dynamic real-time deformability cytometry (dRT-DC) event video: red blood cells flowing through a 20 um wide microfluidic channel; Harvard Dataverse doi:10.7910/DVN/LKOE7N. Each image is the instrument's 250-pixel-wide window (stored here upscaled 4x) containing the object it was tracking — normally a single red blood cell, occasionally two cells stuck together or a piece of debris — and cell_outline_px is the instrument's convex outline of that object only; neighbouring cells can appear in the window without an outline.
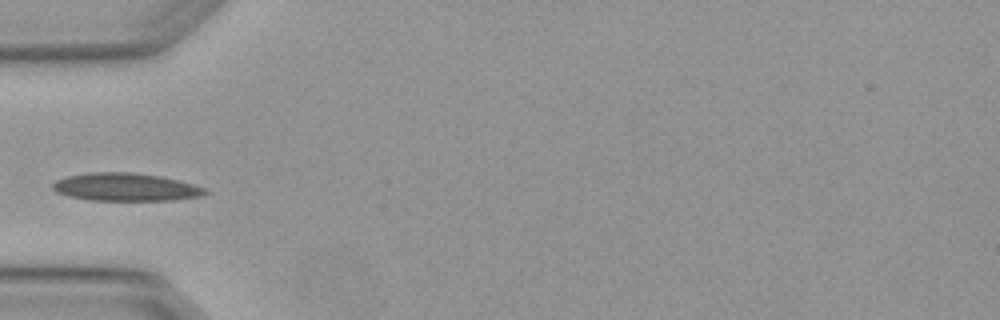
{"species": "Egyptian fruit bat (a non-hibernating species)", "species_latin": "Rousettus aegyptiacus", "temperature_condition": "warm", "stored_images_in_passage": 3, "camera_frame_rate_fps": 3000, "um_per_image_px": 0.085, "animal": {"sex": "female"}, "frame": {"image": 1, "passage_image": 3, "time_ms": 0.667, "image_size_px": [1000, 320], "cell_outline_px": [[208, 192], [200, 196], [172, 200], [88, 200], [68, 196], [56, 192], [52, 188], [52, 184], [56, 180], [68, 176], [92, 172], [132, 172], [160, 176], [192, 184], [204, 188]], "centroid_in_image_um": [10.63, 15.9], "position_along_channel_um": 74.4, "area_um2": 24.57}}